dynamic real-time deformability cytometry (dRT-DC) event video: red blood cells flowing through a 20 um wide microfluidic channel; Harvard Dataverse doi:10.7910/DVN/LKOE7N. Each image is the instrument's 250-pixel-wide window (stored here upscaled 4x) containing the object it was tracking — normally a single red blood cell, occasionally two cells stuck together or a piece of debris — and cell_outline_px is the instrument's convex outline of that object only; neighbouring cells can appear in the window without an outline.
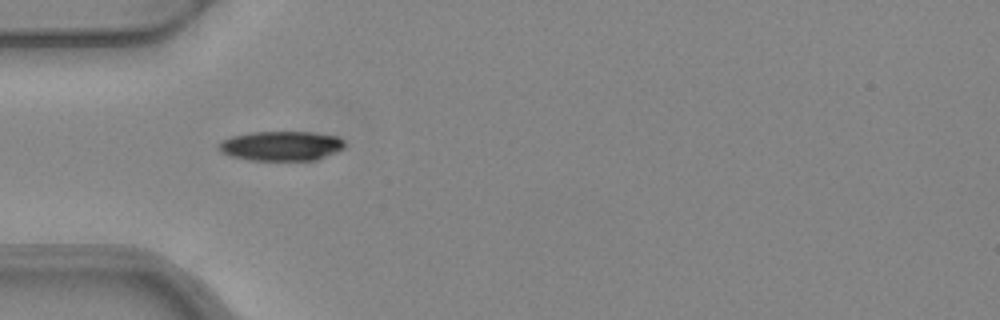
{"species": "common noctule bat (a hibernating species)", "species_latin": "Nyctalus noctula", "temperature_condition": "warm", "stored_images_in_passage": 5, "camera_frame_rate_fps": 3000, "um_per_image_px": 0.085, "animal": {"sex": "female", "body_mass_g": 24.6, "forearm_length_mm": 56.2}, "frame": {"image": 1, "passage_image": 3, "time_ms": 0.667, "image_size_px": [1000, 320], "cell_outline_px": [[344, 148], [316, 160], [248, 160], [232, 156], [220, 152], [216, 148], [216, 144], [232, 136], [252, 132], [312, 132], [336, 136], [344, 140]], "centroid_in_image_um": [23.87, 12.4], "position_along_channel_um": 61.1, "area_um2": 21.73}}
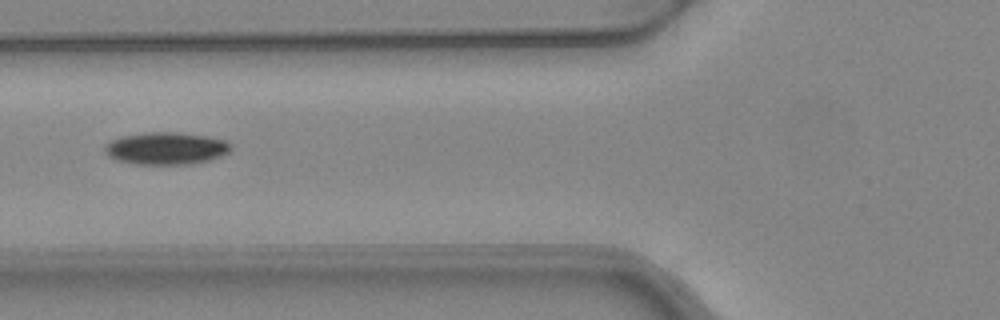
{"frame": {"image": 2, "passage_image": 4, "time_ms": 1.0, "image_size_px": [1000, 320], "cell_outline_px": [[232, 148], [228, 152], [220, 156], [208, 160], [192, 164], [136, 164], [116, 160], [108, 156], [104, 152], [104, 144], [112, 140], [124, 136], [148, 132], [172, 132], [208, 136], [224, 140], [232, 144]], "centroid_in_image_um": [14.1, 12.61], "position_along_channel_um": 111.7, "area_um2": 23.7}}
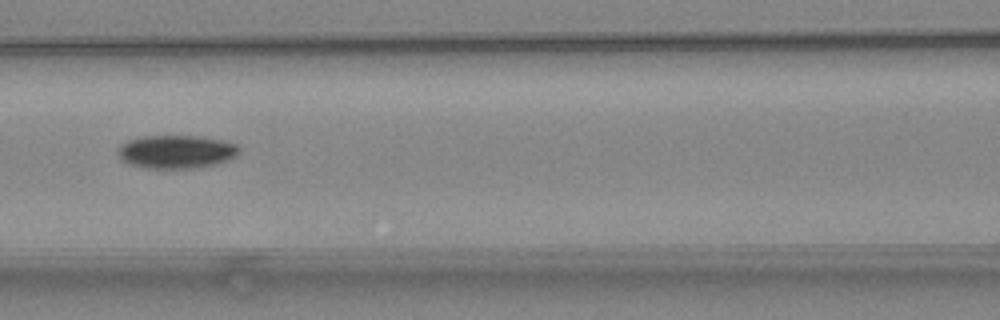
{"frame": {"image": 3, "passage_image": 5, "time_ms": 1.333, "image_size_px": [1000, 320], "cell_outline_px": [[240, 152], [236, 156], [228, 160], [216, 164], [196, 168], [144, 168], [128, 164], [120, 160], [116, 152], [120, 144], [128, 140], [144, 136], [200, 136], [224, 140], [236, 144], [240, 148]], "centroid_in_image_um": [14.97, 12.9], "position_along_channel_um": 151.6, "area_um2": 23.87}}